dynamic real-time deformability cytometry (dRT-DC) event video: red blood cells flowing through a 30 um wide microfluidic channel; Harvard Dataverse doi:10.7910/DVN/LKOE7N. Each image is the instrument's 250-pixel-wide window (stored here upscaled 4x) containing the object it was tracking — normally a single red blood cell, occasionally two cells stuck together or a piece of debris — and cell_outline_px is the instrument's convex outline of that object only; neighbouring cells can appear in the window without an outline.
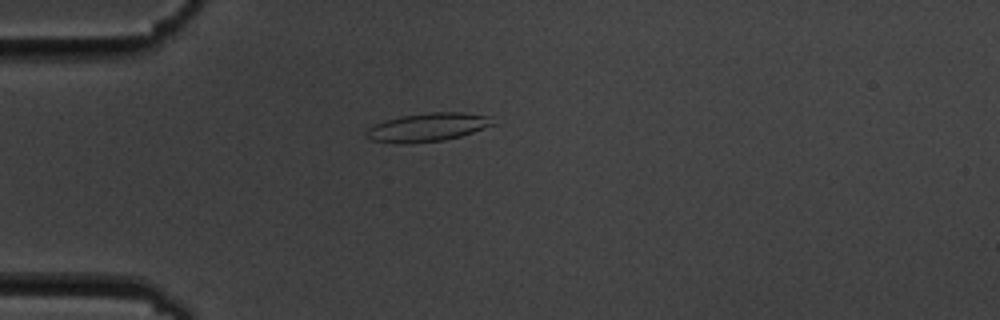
{"species": "common noctule bat (a hibernating species)", "species_latin": "Nyctalus noctula", "temperature_condition": "cold", "stored_images_in_passage": 6, "camera_frame_rate_fps": 3000, "um_per_image_px": 0.085, "animal": {"sex": "male", "body_mass_g": 19.5, "forearm_length_mm": 54.6}, "frame": {"image": 1, "passage_image": 6, "time_ms": 6.667, "image_size_px": [1000, 320], "cell_outline_px": [[500, 124], [460, 136], [444, 140], [372, 140], [364, 136], [364, 132], [368, 128], [376, 124], [400, 116], [432, 112], [464, 112], [492, 116]], "centroid_in_image_um": [36.55, 10.75], "position_along_channel_um": 48.5, "area_um2": 20.23}}